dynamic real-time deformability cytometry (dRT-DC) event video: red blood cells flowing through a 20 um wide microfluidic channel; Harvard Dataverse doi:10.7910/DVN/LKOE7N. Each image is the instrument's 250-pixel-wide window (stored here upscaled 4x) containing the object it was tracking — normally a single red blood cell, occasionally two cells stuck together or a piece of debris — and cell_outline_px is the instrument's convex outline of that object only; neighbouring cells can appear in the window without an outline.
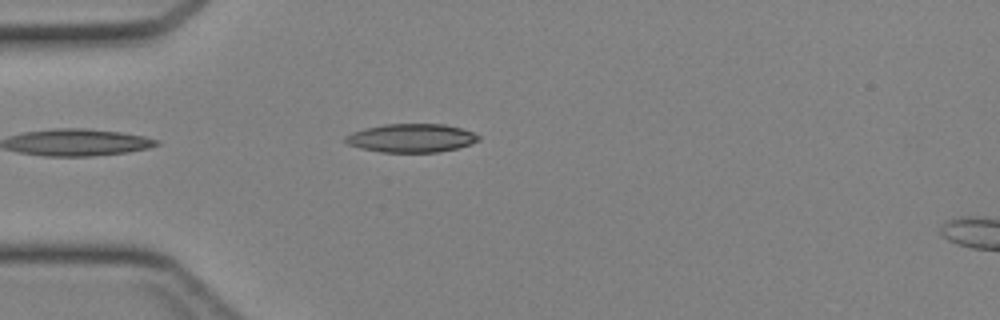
{"species": "Egyptian fruit bat (a non-hibernating species)", "species_latin": "Rousettus aegyptiacus", "temperature_condition": "cold", "stored_images_in_passage": 30, "camera_frame_rate_fps": 3000, "um_per_image_px": 0.085, "animal": {"sex": "female"}, "frame": {"image": 1, "passage_image": 1, "time_ms": 0.0, "image_size_px": [1000, 320], "cell_outline_px": [[480, 140], [472, 144], [456, 148], [436, 152], [380, 152], [360, 148], [348, 144], [344, 140], [344, 136], [352, 132], [364, 128], [384, 124], [444, 124], [460, 128], [472, 132], [480, 136]], "centroid_in_image_um": [34.94, 11.73], "position_along_channel_um": 50.1, "area_um2": 22.14}}
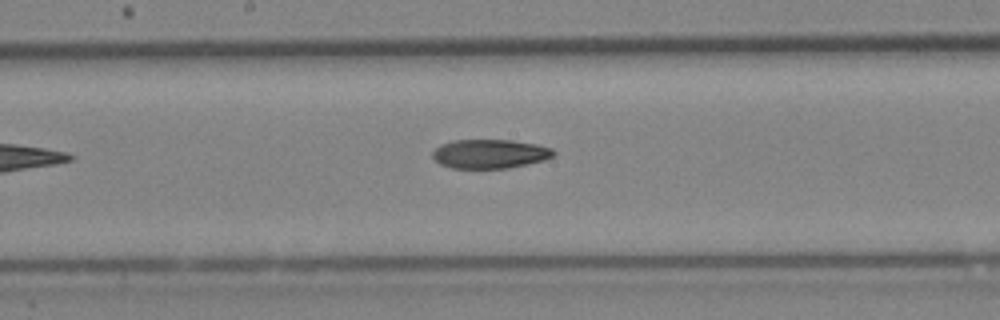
{"frame": {"image": 2, "passage_image": 12, "time_ms": 3.667, "image_size_px": [1000, 320], "cell_outline_px": [[556, 152], [552, 156], [544, 160], [528, 164], [508, 168], [452, 168], [440, 164], [432, 156], [432, 152], [440, 144], [452, 140], [512, 140], [536, 144], [552, 148]], "centroid_in_image_um": [41.63, 13.07], "position_along_channel_um": 206.6, "area_um2": 20.52}}
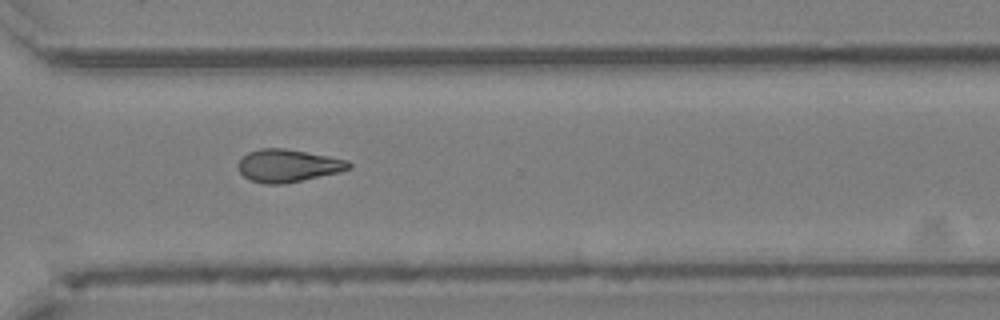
{"frame": {"image": 3, "passage_image": 21, "time_ms": 6.667, "image_size_px": [1000, 320], "cell_outline_px": [[352, 168], [340, 172], [284, 184], [268, 184], [252, 180], [244, 176], [240, 172], [236, 164], [248, 152], [260, 148], [284, 148], [328, 156], [348, 160], [352, 164]], "centroid_in_image_um": [24.49, 14.08], "position_along_channel_um": 346.1, "area_um2": 21.04}}